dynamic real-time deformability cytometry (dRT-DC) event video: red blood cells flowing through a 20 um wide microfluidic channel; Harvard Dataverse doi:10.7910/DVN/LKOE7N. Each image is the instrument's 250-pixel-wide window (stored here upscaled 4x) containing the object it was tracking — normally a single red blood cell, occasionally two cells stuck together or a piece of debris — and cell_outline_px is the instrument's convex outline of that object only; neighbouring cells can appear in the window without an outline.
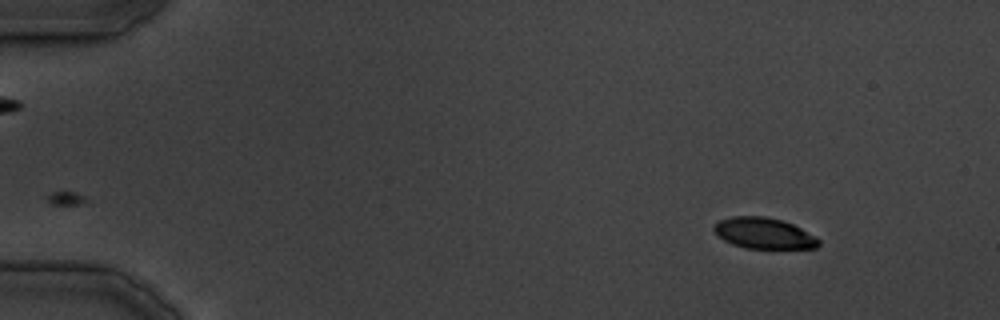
{"species": "common noctule bat (a hibernating species)", "species_latin": "Nyctalus noctula", "temperature_condition": "cold", "stored_images_in_passage": 31, "camera_frame_rate_fps": 3000, "um_per_image_px": 0.085, "animal": {"sex": "male", "body_mass_g": 19.5, "forearm_length_mm": 54.6}, "frame": {"image": 1, "passage_image": 1, "time_ms": 0.0, "image_size_px": [1000, 320], "cell_outline_px": [[820, 244], [816, 248], [744, 248], [732, 244], [716, 236], [712, 228], [720, 220], [732, 216], [764, 216], [780, 220], [792, 224], [816, 236], [820, 240]], "centroid_in_image_um": [64.91, 19.83], "position_along_channel_um": 20.1, "area_um2": 18.9}}
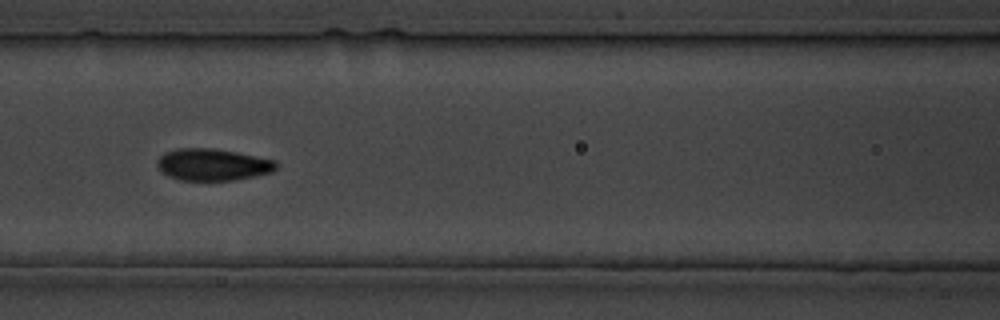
{"frame": {"image": 2, "passage_image": 14, "time_ms": 16.0, "image_size_px": [1000, 320], "cell_outline_px": [[276, 168], [272, 172], [232, 180], [180, 180], [168, 176], [156, 164], [156, 160], [164, 152], [176, 148], [212, 148], [236, 152], [276, 160]], "centroid_in_image_um": [18.05, 13.98], "position_along_channel_um": 148.6, "area_um2": 21.96}}
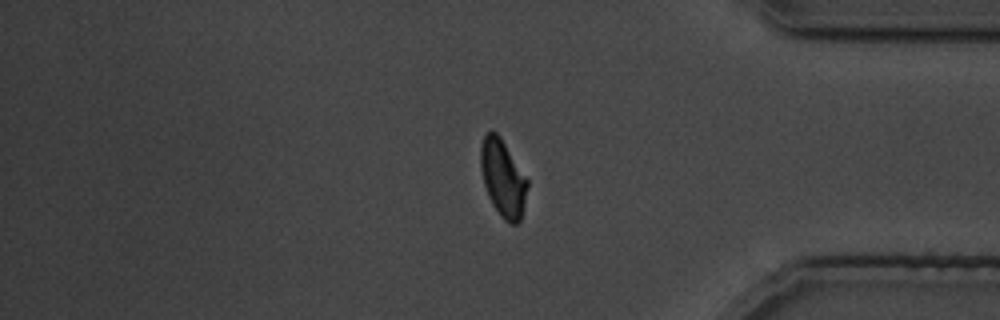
{"frame": {"image": 3, "passage_image": 28, "time_ms": 34.0, "image_size_px": [1000, 320], "cell_outline_px": [[528, 184], [524, 204], [520, 220], [516, 224], [508, 224], [500, 216], [492, 204], [488, 196], [484, 184], [480, 168], [480, 144], [484, 132], [496, 132], [500, 136], [528, 180]], "centroid_in_image_um": [42.72, 15.14], "position_along_channel_um": 392.5, "area_um2": 21.04}}